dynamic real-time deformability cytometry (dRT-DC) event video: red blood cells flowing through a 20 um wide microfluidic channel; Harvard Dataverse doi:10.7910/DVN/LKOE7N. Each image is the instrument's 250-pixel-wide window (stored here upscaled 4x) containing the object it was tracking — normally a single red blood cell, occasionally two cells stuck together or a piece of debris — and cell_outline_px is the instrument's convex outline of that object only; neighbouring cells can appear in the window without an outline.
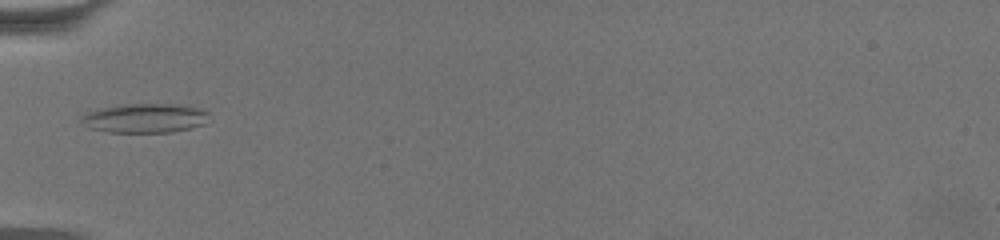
{"species": "common noctule bat (a hibernating species)", "species_latin": "Nyctalus noctula", "temperature_condition": "warm", "stored_images_in_passage": 41, "camera_frame_rate_fps": 3000, "um_per_image_px": 0.085, "animal": {"sex": "female", "body_mass_g": 19.5, "forearm_length_mm": 54.1}, "frame": {"image": 1, "passage_image": 1, "time_ms": 0.0, "image_size_px": [1000, 240], "cell_outline_px": [[208, 112], [204, 124], [172, 132], [108, 132], [92, 128], [80, 120], [88, 112], [104, 108], [124, 104], [184, 104]], "centroid_in_image_um": [12.35, 10.04], "position_along_channel_um": 72.7, "area_um2": 21.27}}
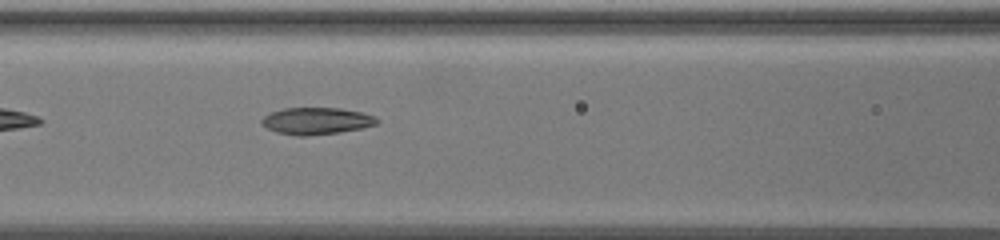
{"frame": {"image": 2, "passage_image": 7, "time_ms": 2.0, "image_size_px": [1000, 240], "cell_outline_px": [[380, 120], [376, 124], [360, 128], [340, 132], [308, 136], [296, 136], [276, 132], [260, 124], [260, 120], [264, 116], [272, 112], [284, 108], [340, 108], [360, 112], [376, 116]], "centroid_in_image_um": [26.88, 10.28], "position_along_channel_um": 139.7, "area_um2": 18.09}}
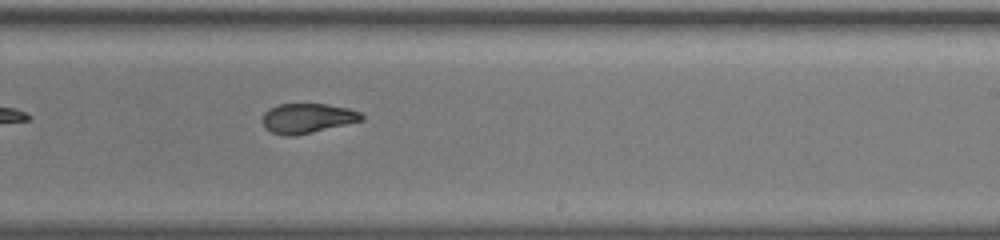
{"frame": {"image": 3, "passage_image": 18, "time_ms": 5.667, "image_size_px": [1000, 240], "cell_outline_px": [[364, 120], [296, 136], [284, 136], [272, 132], [264, 128], [260, 120], [264, 112], [280, 104], [328, 104], [348, 108], [360, 112], [364, 116]], "centroid_in_image_um": [26.11, 10.06], "position_along_channel_um": 262.9, "area_um2": 17.34}, "authors_computed_cell_mechanics": {"area_um2": 18.0914, "velocity_mm_per_s": 3.3654, "shape_relaxation_time_tau1_ms": null, "shape_relaxation_time_tau2_ms": 2.7645, "deformation_change_tau1": null, "deformation_change_tau2": 0.0806}}